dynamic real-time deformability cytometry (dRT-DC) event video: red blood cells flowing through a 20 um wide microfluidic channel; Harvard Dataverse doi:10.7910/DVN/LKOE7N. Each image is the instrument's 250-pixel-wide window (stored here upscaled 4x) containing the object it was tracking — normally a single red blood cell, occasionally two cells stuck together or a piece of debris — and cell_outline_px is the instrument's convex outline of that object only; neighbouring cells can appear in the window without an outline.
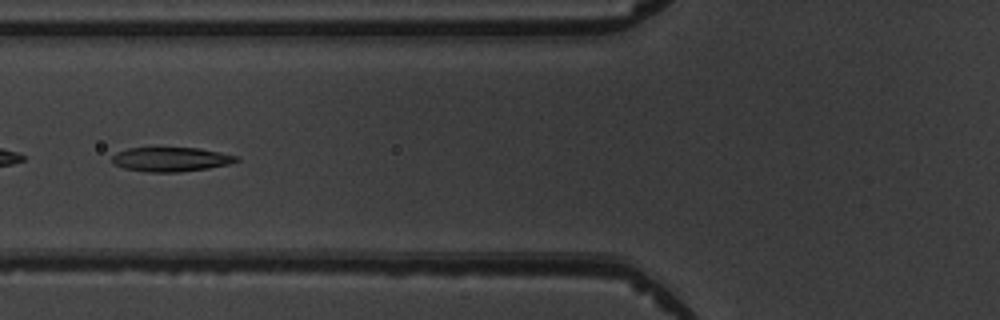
{"species": "common noctule bat (a hibernating species)", "species_latin": "Nyctalus noctula", "temperature_condition": "warm", "stored_images_in_passage": 6, "camera_frame_rate_fps": 3000, "um_per_image_px": 0.085, "animal": {"sex": "male", "body_mass_g": 19.5, "forearm_length_mm": 54.6}, "frame": {"image": 1, "passage_image": 6, "time_ms": 5.667, "image_size_px": [1000, 320], "cell_outline_px": [[240, 160], [228, 164], [208, 168], [180, 172], [148, 172], [124, 168], [112, 164], [112, 156], [116, 152], [128, 148], [200, 148], [240, 156]], "centroid_in_image_um": [14.53, 13.54], "position_along_channel_um": 111.3, "area_um2": 17.69}}